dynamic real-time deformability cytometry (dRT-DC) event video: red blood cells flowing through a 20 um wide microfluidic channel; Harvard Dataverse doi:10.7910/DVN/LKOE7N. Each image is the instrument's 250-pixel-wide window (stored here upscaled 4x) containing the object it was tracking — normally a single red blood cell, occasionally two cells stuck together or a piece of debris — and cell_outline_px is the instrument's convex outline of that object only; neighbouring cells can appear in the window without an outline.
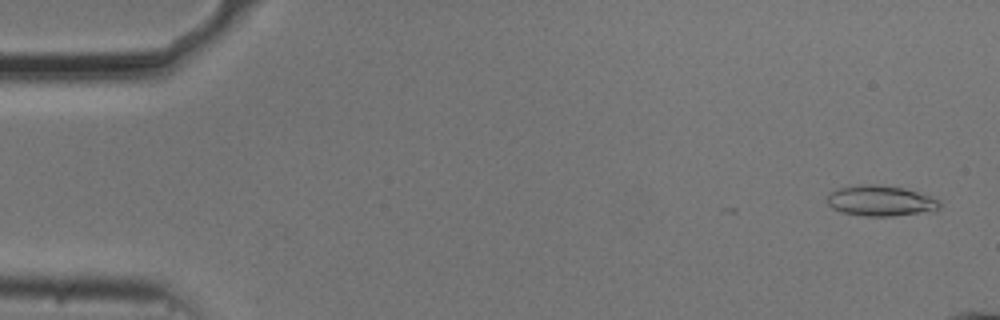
{"species": "common noctule bat (a hibernating species)", "species_latin": "Nyctalus noctula", "temperature_condition": "cold", "stored_images_in_passage": 8, "camera_frame_rate_fps": 3000, "um_per_image_px": 0.085, "animal": {"sex": "male", "body_mass_g": 20.5, "forearm_length_mm": 52.5}, "frame": {"image": 1, "passage_image": 2, "time_ms": 0.333, "image_size_px": [1000, 320], "cell_outline_px": [[940, 208], [892, 216], [864, 216], [844, 212], [832, 208], [828, 204], [828, 196], [832, 192], [840, 188], [856, 184], [876, 184], [904, 188], [940, 200]], "centroid_in_image_um": [74.8, 17.05], "position_along_channel_um": 10.2, "area_um2": 19.54}}